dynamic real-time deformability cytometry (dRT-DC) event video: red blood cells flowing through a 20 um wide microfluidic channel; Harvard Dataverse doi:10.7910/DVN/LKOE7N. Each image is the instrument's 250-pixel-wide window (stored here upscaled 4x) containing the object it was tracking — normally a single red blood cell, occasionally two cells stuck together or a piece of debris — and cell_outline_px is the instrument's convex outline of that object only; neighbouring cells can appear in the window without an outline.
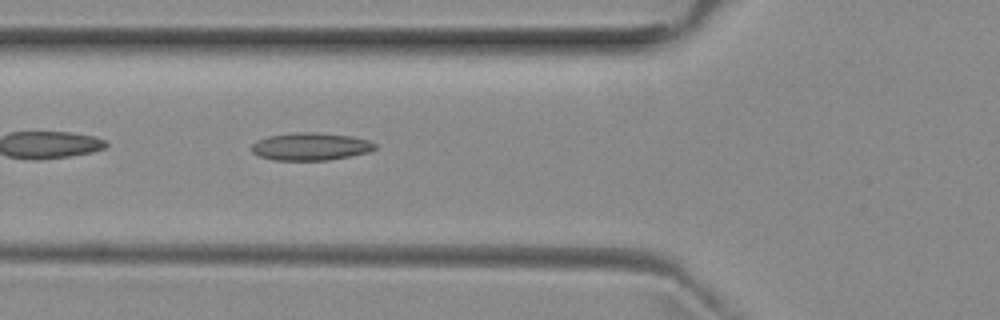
{"species": "common noctule bat (a hibernating species)", "species_latin": "Nyctalus noctula", "temperature_condition": "room temperature", "stored_images_in_passage": 44, "camera_frame_rate_fps": 3000, "um_per_image_px": 0.085, "animal": {"sex": "female", "body_mass_g": 29.2, "forearm_length_mm": 56.3}, "frame": {"image": 1, "passage_image": 11, "time_ms": 3.333, "image_size_px": [1000, 320], "cell_outline_px": [[376, 148], [372, 152], [352, 156], [328, 160], [272, 160], [260, 156], [252, 152], [252, 144], [256, 140], [268, 136], [292, 132], [316, 132], [352, 136], [368, 140], [376, 144]], "centroid_in_image_um": [26.42, 12.45], "position_along_channel_um": 99.4, "area_um2": 20.11}}
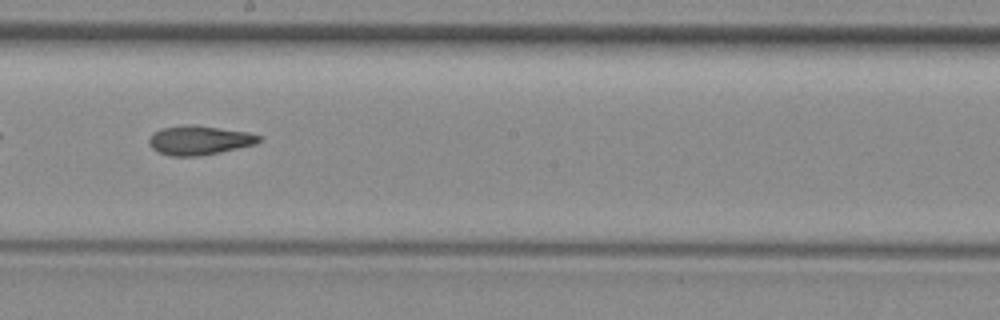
{"frame": {"image": 2, "passage_image": 21, "time_ms": 6.667, "image_size_px": [1000, 320], "cell_outline_px": [[260, 140], [256, 144], [220, 152], [200, 156], [172, 156], [156, 152], [148, 144], [148, 140], [156, 132], [164, 128], [184, 124], [196, 124], [248, 132], [260, 136]], "centroid_in_image_um": [16.93, 11.92], "position_along_channel_um": 231.3, "area_um2": 18.73}}
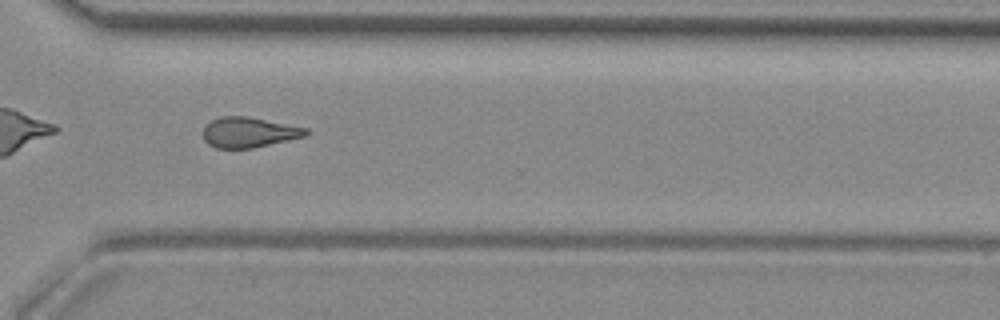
{"frame": {"image": 3, "passage_image": 30, "time_ms": 9.667, "image_size_px": [1000, 320], "cell_outline_px": [[308, 132], [304, 136], [252, 148], [216, 148], [208, 144], [204, 140], [204, 128], [212, 120], [220, 116], [248, 116], [308, 128]], "centroid_in_image_um": [21.14, 11.24], "position_along_channel_um": 349.5, "area_um2": 17.92}, "authors_computed_cell_mechanics": {"area_um2": 18.2648, "velocity_mm_per_s": 3.9435, "shape_relaxation_time_tau1_ms": null, "shape_relaxation_time_tau2_ms": 6.2844, "deformation_change_tau1": null, "deformation_change_tau2": 0.1595}}